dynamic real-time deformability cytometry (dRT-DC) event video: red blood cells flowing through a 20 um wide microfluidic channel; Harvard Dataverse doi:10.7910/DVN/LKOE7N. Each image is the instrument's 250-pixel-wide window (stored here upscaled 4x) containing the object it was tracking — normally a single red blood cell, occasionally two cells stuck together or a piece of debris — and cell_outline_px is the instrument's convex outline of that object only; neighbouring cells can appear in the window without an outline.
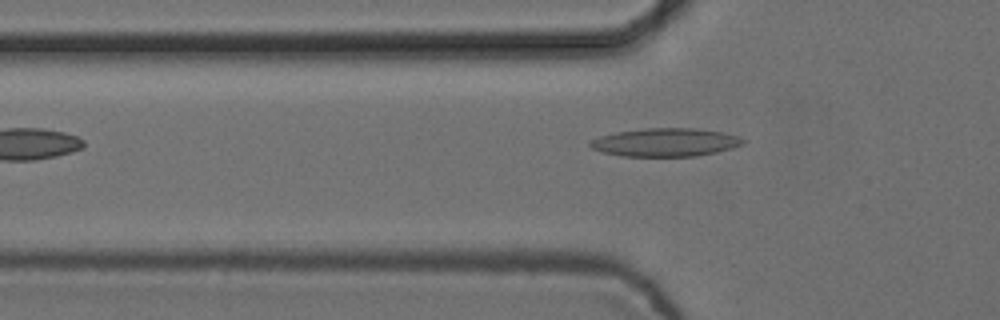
{"species": "common noctule bat (a hibernating species)", "species_latin": "Nyctalus noctula", "temperature_condition": "cold", "stored_images_in_passage": 5, "camera_frame_rate_fps": 3000, "um_per_image_px": 0.085, "animal": {"sex": "female", "body_mass_g": 24.6, "forearm_length_mm": 56.2}, "frame": {"image": 1, "passage_image": 5, "time_ms": 1.333, "image_size_px": [1000, 320], "cell_outline_px": [[748, 140], [744, 144], [732, 148], [716, 152], [696, 156], [620, 156], [604, 152], [592, 148], [588, 144], [592, 140], [600, 136], [616, 132], [644, 128], [696, 128], [724, 132], [740, 136]], "centroid_in_image_um": [56.62, 12.09], "position_along_channel_um": 69.2, "area_um2": 25.32}}